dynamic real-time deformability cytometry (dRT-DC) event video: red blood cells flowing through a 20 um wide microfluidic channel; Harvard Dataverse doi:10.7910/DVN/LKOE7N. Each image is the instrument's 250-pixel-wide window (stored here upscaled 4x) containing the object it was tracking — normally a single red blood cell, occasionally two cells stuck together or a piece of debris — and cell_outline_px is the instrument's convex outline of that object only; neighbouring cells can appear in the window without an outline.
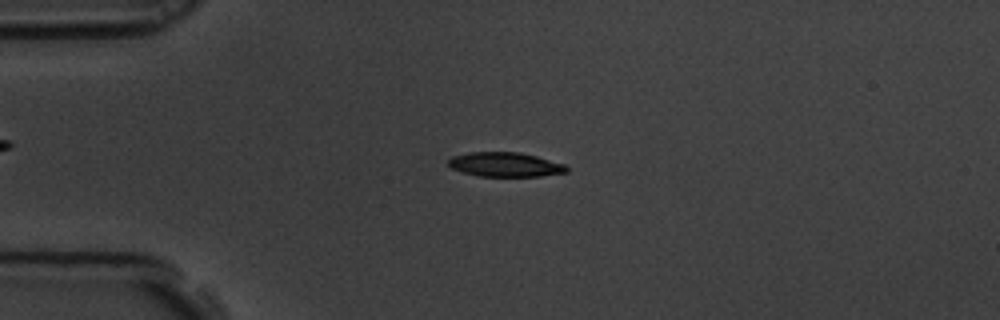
{"species": "common noctule bat (a hibernating species)", "species_latin": "Nyctalus noctula", "temperature_condition": "room temperature", "stored_images_in_passage": 59, "camera_frame_rate_fps": 3000, "um_per_image_px": 0.085, "animal": {"sex": "male", "body_mass_g": 19.5, "forearm_length_mm": 54.6}, "frame": {"image": 1, "passage_image": 15, "time_ms": 4.667, "image_size_px": [1000, 320], "cell_outline_px": [[568, 172], [540, 176], [480, 176], [464, 172], [452, 168], [448, 164], [448, 160], [452, 156], [468, 152], [520, 152], [536, 156], [564, 164], [568, 168]], "centroid_in_image_um": [42.94, 13.98], "position_along_channel_um": 42.1, "area_um2": 16.7}}
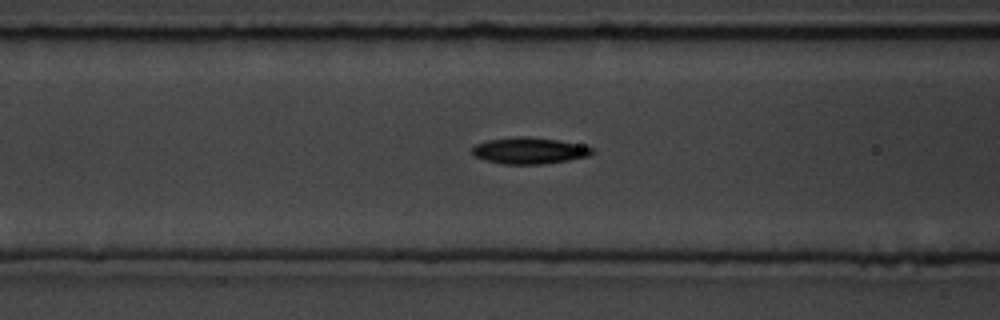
{"frame": {"image": 2, "passage_image": 24, "time_ms": 7.667, "image_size_px": [1000, 320], "cell_outline_px": [[596, 148], [588, 156], [568, 160], [540, 164], [504, 164], [484, 160], [472, 156], [472, 148], [476, 144], [488, 140], [516, 136], [524, 136], [556, 140]], "centroid_in_image_um": [44.94, 12.81], "position_along_channel_um": 121.7, "area_um2": 18.32}}
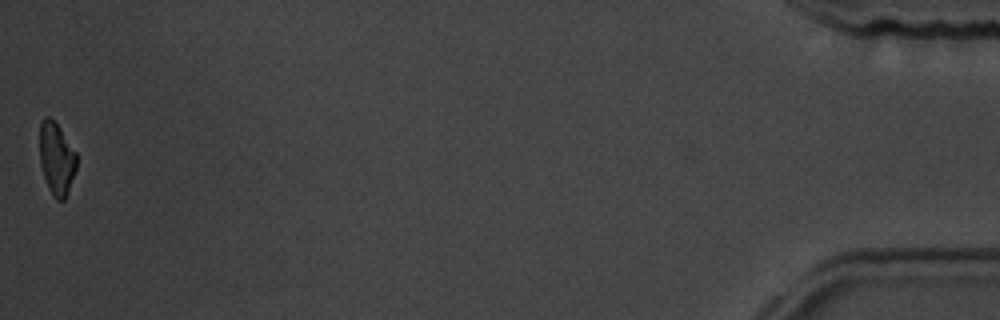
{"frame": {"image": 3, "passage_image": 59, "time_ms": 19.333, "image_size_px": [1000, 320], "cell_outline_px": [[76, 168], [68, 192], [64, 200], [56, 200], [52, 196], [48, 188], [40, 164], [40, 124], [44, 116], [48, 116], [56, 124], [76, 152]], "centroid_in_image_um": [4.79, 13.52], "position_along_channel_um": 430.4, "area_um2": 15.37}, "authors_computed_cell_mechanics": {"area_um2": 17.2822, "velocity_mm_per_s": 3.4833, "shape_relaxation_time_tau1_ms": 2.9633, "shape_relaxation_time_tau2_ms": null, "deformation_change_tau1": 0.1268, "deformation_change_tau2": null}}